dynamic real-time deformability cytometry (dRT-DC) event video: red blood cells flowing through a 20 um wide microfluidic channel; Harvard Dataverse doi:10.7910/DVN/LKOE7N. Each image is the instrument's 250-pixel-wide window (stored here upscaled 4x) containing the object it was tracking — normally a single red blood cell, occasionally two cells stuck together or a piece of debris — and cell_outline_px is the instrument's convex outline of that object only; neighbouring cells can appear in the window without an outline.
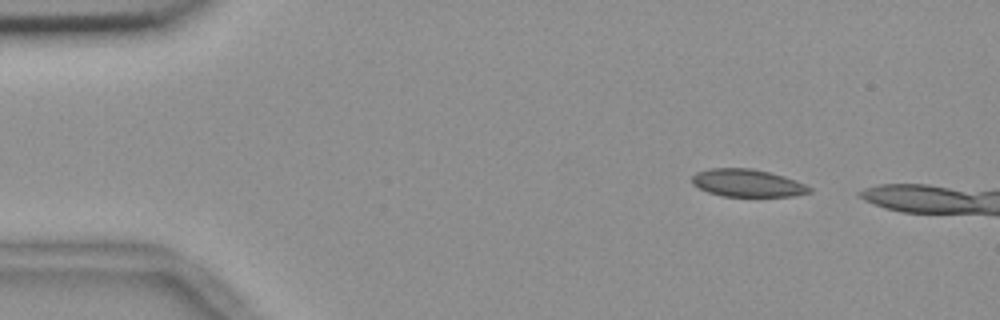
{"species": "common noctule bat (a hibernating species)", "species_latin": "Nyctalus noctula", "temperature_condition": "room temperature", "stored_images_in_passage": 4, "camera_frame_rate_fps": 3000, "um_per_image_px": 0.085, "animal": {"sex": "female", "body_mass_g": 18.4}, "frame": {"image": 1, "passage_image": 1, "time_ms": 0.0, "image_size_px": [1000, 320], "cell_outline_px": [[812, 192], [796, 196], [724, 196], [708, 192], [692, 184], [692, 176], [696, 172], [708, 168], [752, 168], [784, 176], [796, 180], [812, 188]], "centroid_in_image_um": [63.53, 15.55], "position_along_channel_um": 21.5, "area_um2": 18.9}}